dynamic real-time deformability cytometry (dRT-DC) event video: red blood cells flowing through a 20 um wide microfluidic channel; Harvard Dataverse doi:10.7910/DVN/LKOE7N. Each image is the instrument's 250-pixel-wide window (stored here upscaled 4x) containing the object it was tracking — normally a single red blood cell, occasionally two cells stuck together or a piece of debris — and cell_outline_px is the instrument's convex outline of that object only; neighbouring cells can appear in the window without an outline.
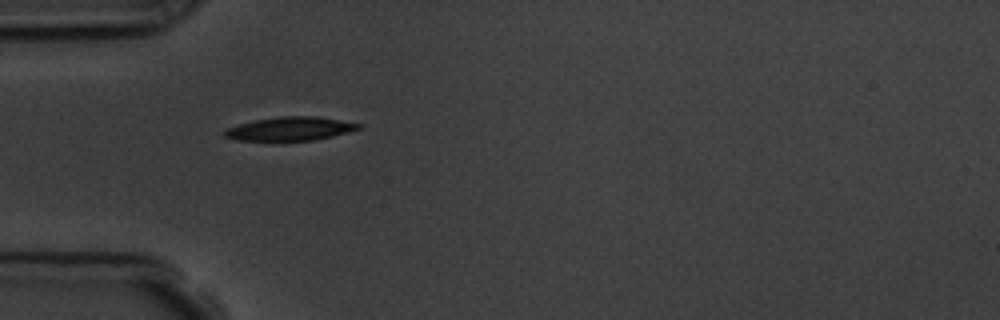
{"species": "common noctule bat (a hibernating species)", "species_latin": "Nyctalus noctula", "temperature_condition": "room temperature", "stored_images_in_passage": 2, "camera_frame_rate_fps": 3000, "um_per_image_px": 0.085, "animal": {"sex": "male", "body_mass_g": 19.5, "forearm_length_mm": 54.6}, "frame": {"image": 1, "passage_image": 1, "time_ms": 0.0, "image_size_px": [1000, 320], "cell_outline_px": [[364, 124], [360, 128], [348, 132], [316, 140], [236, 140], [224, 136], [224, 132], [228, 128], [240, 124], [256, 120], [280, 116], [316, 116]], "centroid_in_image_um": [24.71, 10.94], "position_along_channel_um": 60.3, "area_um2": 18.21}}